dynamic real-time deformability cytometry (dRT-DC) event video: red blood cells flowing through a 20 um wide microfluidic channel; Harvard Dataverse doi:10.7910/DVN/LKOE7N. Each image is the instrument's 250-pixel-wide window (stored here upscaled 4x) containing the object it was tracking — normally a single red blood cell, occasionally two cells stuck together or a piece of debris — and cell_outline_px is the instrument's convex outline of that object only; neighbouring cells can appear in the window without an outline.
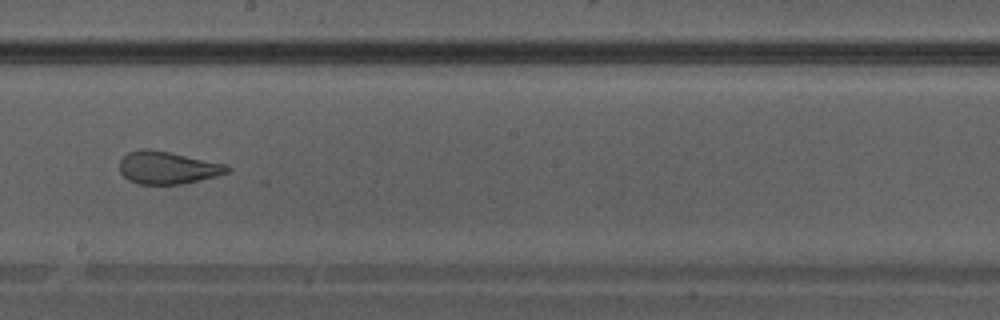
{"species": "Egyptian fruit bat (a non-hibernating species)", "species_latin": "Rousettus aegyptiacus", "temperature_condition": "warm", "stored_images_in_passage": 40, "camera_frame_rate_fps": 3000, "um_per_image_px": 0.085, "animal": {"sex": "male"}, "frame": {"image": 1, "passage_image": 23, "time_ms": 7.333, "image_size_px": [1000, 320], "cell_outline_px": [[232, 168], [228, 172], [216, 176], [180, 184], [140, 184], [128, 180], [120, 172], [120, 160], [128, 152], [144, 148], [148, 148], [228, 164]], "centroid_in_image_um": [14.25, 14.25], "position_along_channel_um": 234.0, "area_um2": 20.35}}